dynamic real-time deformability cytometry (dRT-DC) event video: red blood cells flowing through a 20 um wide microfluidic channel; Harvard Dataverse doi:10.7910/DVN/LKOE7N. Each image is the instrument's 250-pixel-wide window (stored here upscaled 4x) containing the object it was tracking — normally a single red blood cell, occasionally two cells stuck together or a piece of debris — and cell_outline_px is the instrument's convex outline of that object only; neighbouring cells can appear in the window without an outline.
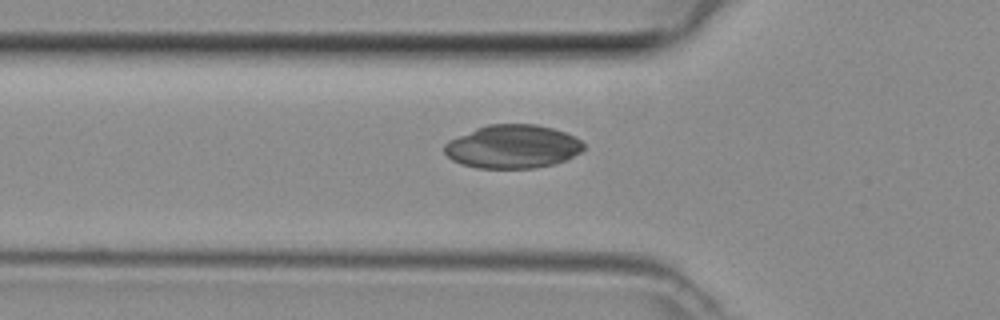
{"species": "common noctule bat (a hibernating species)", "species_latin": "Nyctalus noctula", "temperature_condition": "room temperature", "stored_images_in_passage": 37, "camera_frame_rate_fps": 3000, "um_per_image_px": 0.085, "animal": {"sex": "female", "body_mass_g": 29.2, "forearm_length_mm": 56.3}, "frame": {"image": 1, "passage_image": 11, "time_ms": 3.333, "image_size_px": [1000, 320], "cell_outline_px": [[584, 148], [580, 152], [564, 160], [552, 164], [532, 168], [476, 168], [460, 164], [452, 160], [444, 152], [444, 144], [448, 140], [476, 128], [488, 124], [536, 124], [552, 128], [564, 132], [580, 140], [584, 144]], "centroid_in_image_um": [43.53, 12.46], "position_along_channel_um": 82.3, "area_um2": 35.14}}
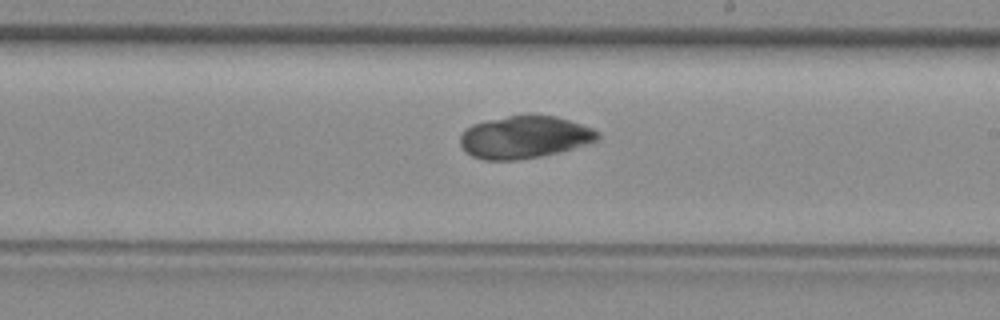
{"frame": {"image": 2, "passage_image": 22, "time_ms": 7.0, "image_size_px": [1000, 320], "cell_outline_px": [[600, 136], [596, 140], [572, 148], [540, 156], [516, 160], [484, 160], [472, 156], [460, 144], [460, 136], [472, 124], [488, 120], [508, 116], [556, 116], [592, 128], [600, 132]], "centroid_in_image_um": [44.56, 11.66], "position_along_channel_um": 244.4, "area_um2": 33.29}}
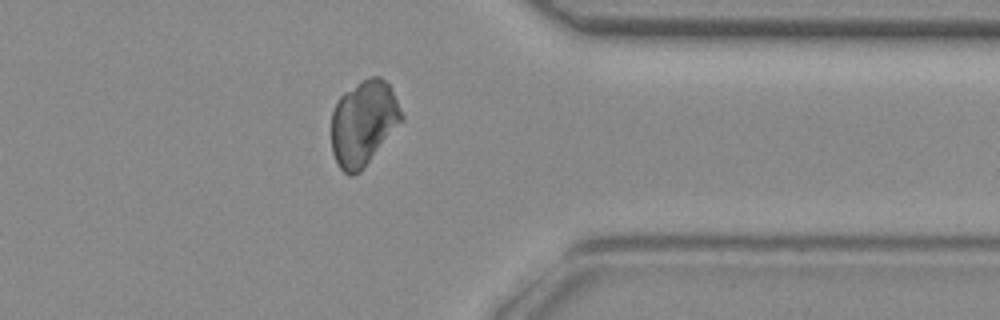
{"frame": {"image": 3, "passage_image": 32, "time_ms": 10.333, "image_size_px": [1000, 320], "cell_outline_px": [[404, 116], [360, 172], [352, 176], [348, 176], [340, 168], [332, 152], [332, 112], [340, 96], [344, 92], [360, 80], [368, 76], [380, 76], [388, 84]], "centroid_in_image_um": [30.86, 10.43], "position_along_channel_um": 380.5, "area_um2": 34.16}}